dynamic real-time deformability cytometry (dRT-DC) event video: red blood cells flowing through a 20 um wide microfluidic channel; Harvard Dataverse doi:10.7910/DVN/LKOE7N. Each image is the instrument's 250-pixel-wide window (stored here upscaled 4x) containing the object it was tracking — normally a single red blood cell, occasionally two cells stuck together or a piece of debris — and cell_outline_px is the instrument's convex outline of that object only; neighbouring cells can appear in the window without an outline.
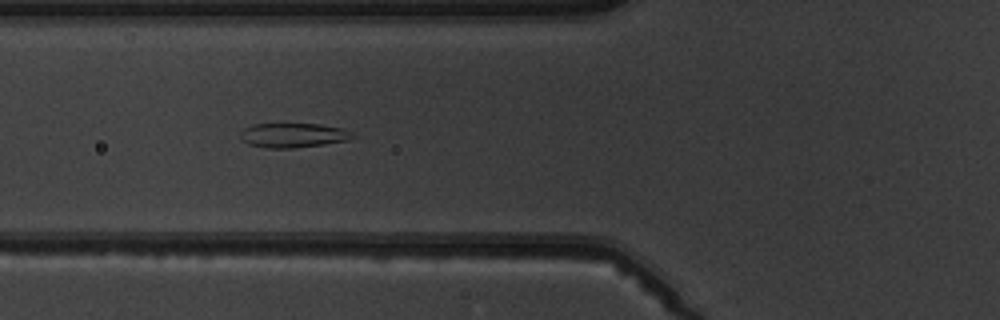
{"species": "common noctule bat (a hibernating species)", "species_latin": "Nyctalus noctula", "temperature_condition": "warm", "stored_images_in_passage": 4, "camera_frame_rate_fps": 3000, "um_per_image_px": 0.085, "animal": {"sex": "male", "body_mass_g": 19.5, "forearm_length_mm": 54.6}, "frame": {"image": 1, "passage_image": 2, "time_ms": 1.0, "image_size_px": [1000, 320], "cell_outline_px": [[356, 136], [348, 140], [324, 144], [296, 148], [268, 148], [248, 144], [240, 140], [240, 132], [244, 128], [252, 124], [320, 124], [340, 128]], "centroid_in_image_um": [24.85, 11.5], "position_along_channel_um": 100.9, "area_um2": 15.95}}
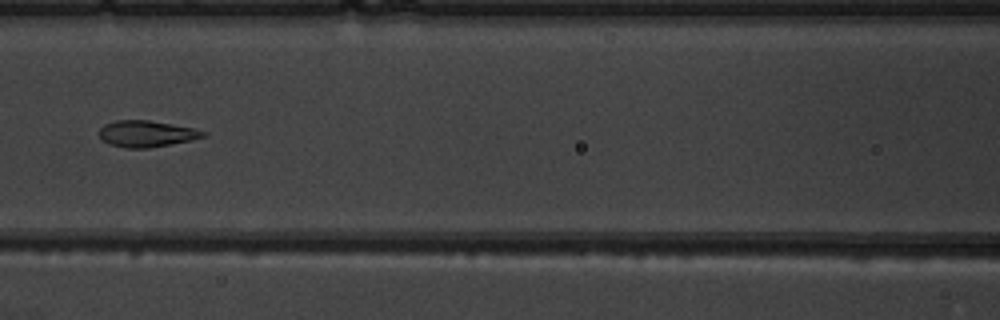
{"frame": {"image": 2, "passage_image": 3, "time_ms": 2.333, "image_size_px": [1000, 320], "cell_outline_px": [[208, 136], [192, 140], [148, 148], [128, 148], [108, 144], [100, 140], [100, 128], [104, 124], [116, 120], [148, 120], [196, 128], [208, 132]], "centroid_in_image_um": [12.48, 11.37], "position_along_channel_um": 154.1, "area_um2": 16.18}}
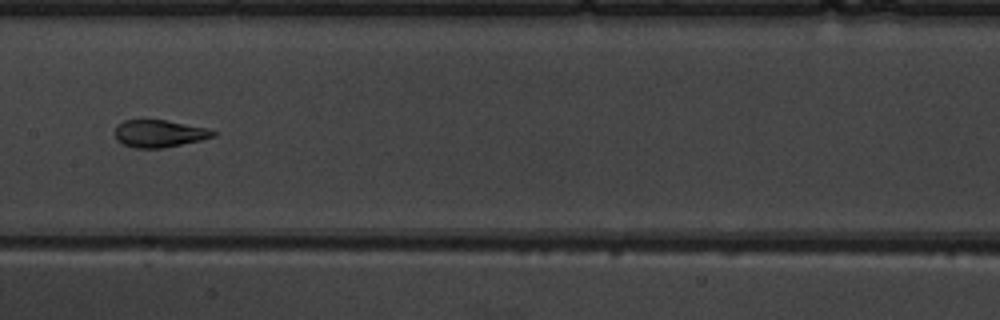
{"frame": {"image": 3, "passage_image": 4, "time_ms": 3.333, "image_size_px": [1000, 320], "cell_outline_px": [[220, 132], [216, 136], [200, 140], [164, 148], [132, 148], [116, 140], [116, 128], [124, 120], [164, 120], [208, 128]], "centroid_in_image_um": [13.59, 11.36], "position_along_channel_um": 193.8, "area_um2": 15.61}}